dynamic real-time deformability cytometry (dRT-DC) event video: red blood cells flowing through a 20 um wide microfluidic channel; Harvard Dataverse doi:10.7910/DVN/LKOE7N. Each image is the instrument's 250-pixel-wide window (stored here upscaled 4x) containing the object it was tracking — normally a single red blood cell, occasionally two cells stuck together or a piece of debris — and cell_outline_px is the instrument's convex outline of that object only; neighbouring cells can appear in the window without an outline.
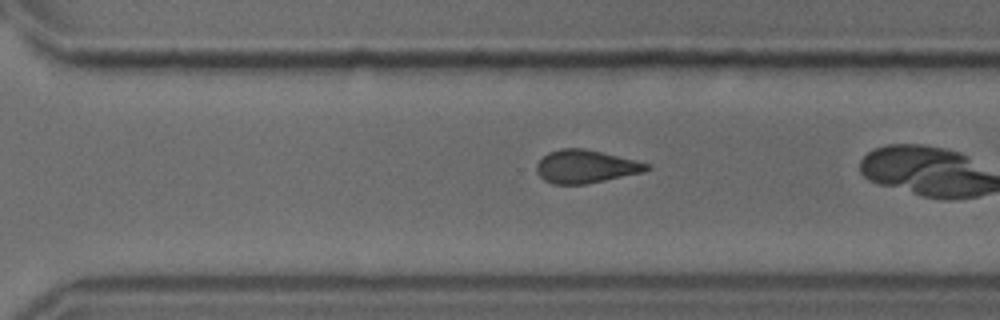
{"species": "common noctule bat (a hibernating species)", "species_latin": "Nyctalus noctula", "temperature_condition": "cold", "stored_images_in_passage": 29, "camera_frame_rate_fps": 3000, "um_per_image_px": 0.085, "animal": {"sex": "male", "body_mass_g": 18.8}, "frame": {"image": 1, "passage_image": 25, "time_ms": 8.0, "image_size_px": [1000, 320], "cell_outline_px": [[652, 168], [644, 172], [584, 184], [552, 184], [544, 180], [536, 172], [536, 164], [548, 152], [560, 148], [584, 148], [636, 160], [648, 164]], "centroid_in_image_um": [49.76, 14.15], "position_along_channel_um": 320.8, "area_um2": 21.15}}